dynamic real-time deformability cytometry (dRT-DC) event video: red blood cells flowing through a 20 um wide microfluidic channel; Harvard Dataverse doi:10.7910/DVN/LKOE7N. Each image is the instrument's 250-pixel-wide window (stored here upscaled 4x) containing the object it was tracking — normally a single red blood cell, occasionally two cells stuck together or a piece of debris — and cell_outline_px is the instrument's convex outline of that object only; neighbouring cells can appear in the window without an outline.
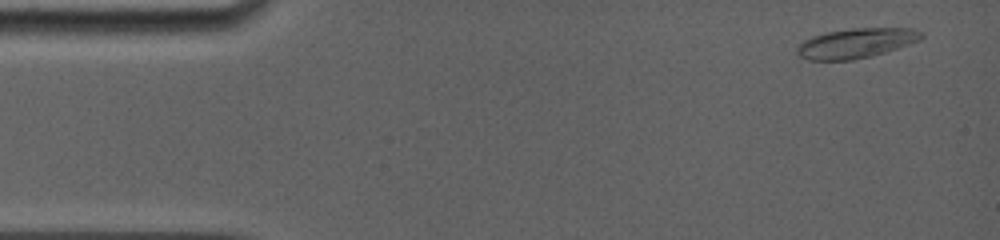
{"species": "common noctule bat (a hibernating species)", "species_latin": "Nyctalus noctula", "temperature_condition": "room temperature", "stored_images_in_passage": 30, "camera_frame_rate_fps": 5000, "um_per_image_px": 0.085, "animal": {"sex": "female", "body_mass_g": 19.0, "forearm_length_mm": 56.7}, "frame": {"image": 1, "passage_image": 1, "time_ms": 0.0, "image_size_px": [1000, 240], "cell_outline_px": [[924, 36], [920, 40], [872, 56], [852, 60], [808, 60], [800, 56], [796, 52], [796, 48], [804, 40], [812, 36], [828, 32], [852, 28], [912, 28], [924, 32]], "centroid_in_image_um": [72.77, 3.66], "position_along_channel_um": 12.2, "area_um2": 21.5}}
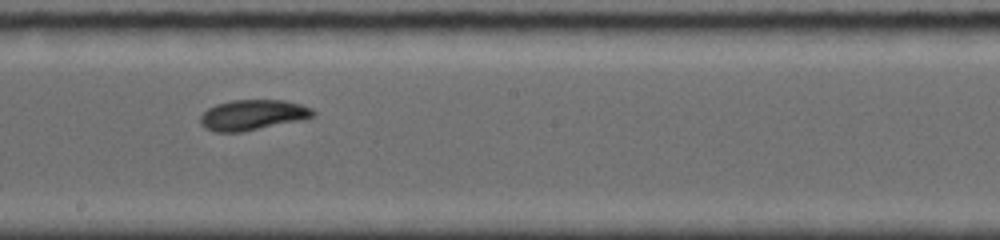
{"frame": {"image": 2, "passage_image": 14, "time_ms": 8.2, "image_size_px": [1000, 240], "cell_outline_px": [[316, 116], [304, 120], [240, 132], [216, 132], [204, 128], [200, 124], [200, 116], [208, 108], [216, 104], [232, 100], [284, 100], [300, 104], [312, 108], [316, 112]], "centroid_in_image_um": [21.5, 9.77], "position_along_channel_um": 226.7, "area_um2": 20.17}}
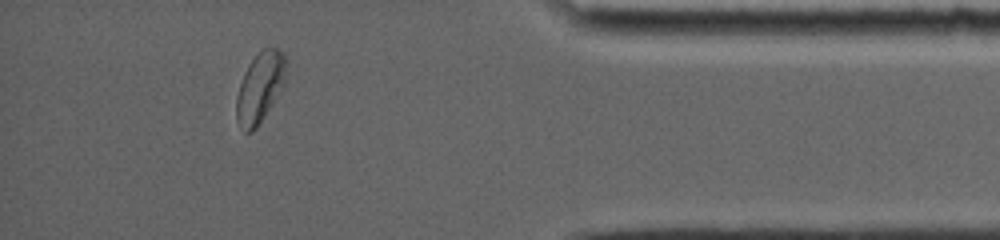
{"frame": {"image": 3, "passage_image": 26, "time_ms": 13.6, "image_size_px": [1000, 240], "cell_outline_px": [[288, 60], [284, 84], [280, 92], [256, 128], [252, 132], [244, 132], [236, 120], [236, 96], [244, 72], [248, 64], [268, 44], [276, 48]], "centroid_in_image_um": [22.1, 7.41], "position_along_channel_um": 413.1, "area_um2": 20.4}, "authors_computed_cell_mechanics": {"area_um2": 20.1722, "velocity_mm_per_s": 3.8663, "shape_relaxation_time_tau1_ms": 4.188, "shape_relaxation_time_tau2_ms": 9.3956, "deformation_change_tau1": 0.1424, "deformation_change_tau2": 0.1254}}